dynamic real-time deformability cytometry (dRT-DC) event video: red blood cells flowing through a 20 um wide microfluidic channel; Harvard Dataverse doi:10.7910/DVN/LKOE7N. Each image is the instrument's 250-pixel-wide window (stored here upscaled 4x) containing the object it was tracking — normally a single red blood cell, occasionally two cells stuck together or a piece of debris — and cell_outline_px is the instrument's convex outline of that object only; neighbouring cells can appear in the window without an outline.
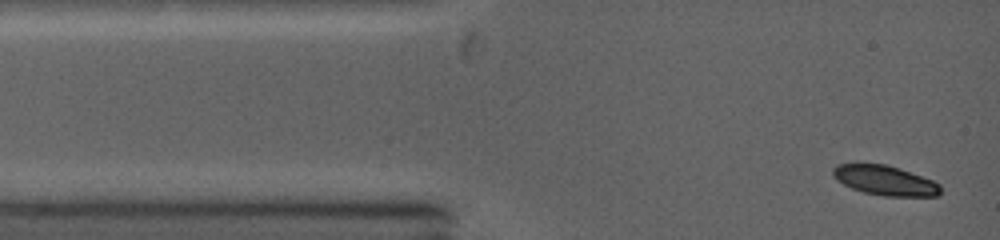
{"species": "common noctule bat (a hibernating species)", "species_latin": "Nyctalus noctula", "temperature_condition": "warm", "stored_images_in_passage": 46, "camera_frame_rate_fps": 5000, "um_per_image_px": 0.085, "animal": {"sex": "female", "body_mass_g": 19.0, "forearm_length_mm": 53.3}, "frame": {"image": 1, "passage_image": 1, "time_ms": 0.0, "image_size_px": [1000, 240], "cell_outline_px": [[940, 192], [936, 196], [884, 196], [864, 192], [852, 188], [836, 180], [832, 176], [832, 168], [836, 164], [884, 164], [900, 168], [932, 180], [940, 184]], "centroid_in_image_um": [75.2, 15.33], "position_along_channel_um": 9.8, "area_um2": 18.55}}
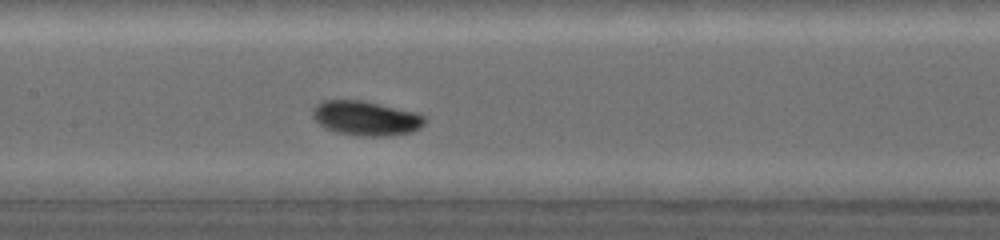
{"frame": {"image": 2, "passage_image": 16, "time_ms": 5.0, "image_size_px": [1000, 240], "cell_outline_px": [[428, 120], [420, 128], [412, 132], [388, 136], [368, 136], [336, 132], [324, 128], [312, 116], [312, 108], [316, 104], [324, 100], [360, 100], [416, 112], [424, 116]], "centroid_in_image_um": [31.11, 10.05], "position_along_channel_um": 176.3, "area_um2": 22.54}}
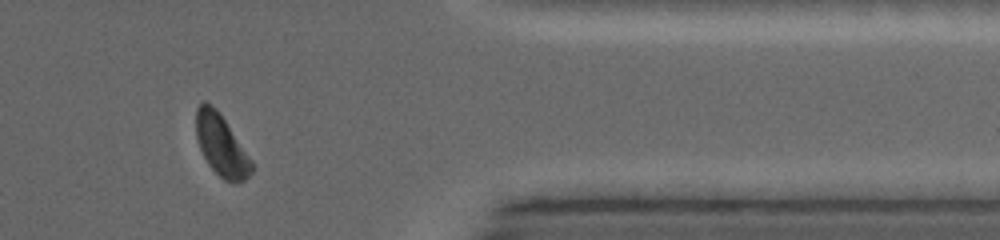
{"frame": {"image": 3, "passage_image": 42, "time_ms": 10.4, "image_size_px": [1000, 240], "cell_outline_px": [[256, 168], [244, 180], [224, 180], [208, 164], [200, 148], [196, 136], [196, 108], [204, 100], [212, 104], [220, 112], [252, 160]], "centroid_in_image_um": [18.81, 12.3], "position_along_channel_um": 392.6, "area_um2": 19.77}, "authors_computed_cell_mechanics": {"area_um2": 21.2993, "velocity_mm_per_s": 4.33, "shape_relaxation_time_tau1_ms": 4.3799, "shape_relaxation_time_tau2_ms": null, "deformation_change_tau1": 0.1837, "deformation_change_tau2": null}}